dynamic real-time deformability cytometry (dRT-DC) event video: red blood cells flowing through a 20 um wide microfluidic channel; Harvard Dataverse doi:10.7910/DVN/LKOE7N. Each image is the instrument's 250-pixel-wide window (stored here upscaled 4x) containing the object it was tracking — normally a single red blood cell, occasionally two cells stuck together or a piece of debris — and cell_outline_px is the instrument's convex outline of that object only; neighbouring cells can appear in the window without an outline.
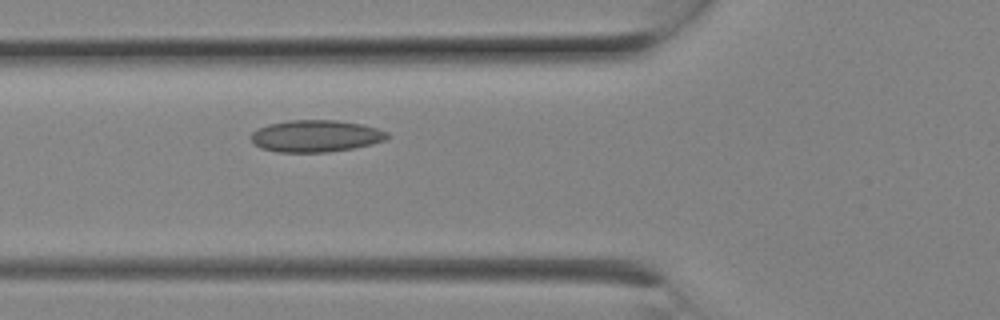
{"species": "Egyptian fruit bat (a non-hibernating species)", "species_latin": "Rousettus aegyptiacus", "temperature_condition": "room temperature", "stored_images_in_passage": 6, "camera_frame_rate_fps": 3000, "um_per_image_px": 0.085, "animal": {"sex": "female"}, "frame": {"image": 1, "passage_image": 6, "time_ms": 1.667, "image_size_px": [1000, 320], "cell_outline_px": [[388, 136], [384, 140], [372, 144], [352, 148], [328, 152], [276, 152], [260, 148], [252, 140], [252, 132], [268, 124], [288, 120], [336, 120], [360, 124], [376, 128], [388, 132]], "centroid_in_image_um": [26.83, 11.56], "position_along_channel_um": 99.0, "area_um2": 25.14}}